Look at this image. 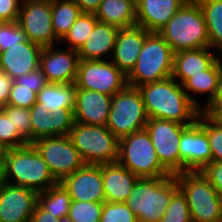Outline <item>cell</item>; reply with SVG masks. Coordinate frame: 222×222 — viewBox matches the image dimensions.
Wrapping results in <instances>:
<instances>
[{
    "instance_id": "obj_1",
    "label": "cell",
    "mask_w": 222,
    "mask_h": 222,
    "mask_svg": "<svg viewBox=\"0 0 222 222\" xmlns=\"http://www.w3.org/2000/svg\"><path fill=\"white\" fill-rule=\"evenodd\" d=\"M138 89L141 92L148 118L192 125L202 112L189 99L182 85L172 77L144 84Z\"/></svg>"
},
{
    "instance_id": "obj_2",
    "label": "cell",
    "mask_w": 222,
    "mask_h": 222,
    "mask_svg": "<svg viewBox=\"0 0 222 222\" xmlns=\"http://www.w3.org/2000/svg\"><path fill=\"white\" fill-rule=\"evenodd\" d=\"M4 178L5 183L26 187L38 193L59 183L32 143L18 148L6 149Z\"/></svg>"
},
{
    "instance_id": "obj_3",
    "label": "cell",
    "mask_w": 222,
    "mask_h": 222,
    "mask_svg": "<svg viewBox=\"0 0 222 222\" xmlns=\"http://www.w3.org/2000/svg\"><path fill=\"white\" fill-rule=\"evenodd\" d=\"M158 33L174 53L210 47L204 13L197 0L185 2Z\"/></svg>"
},
{
    "instance_id": "obj_4",
    "label": "cell",
    "mask_w": 222,
    "mask_h": 222,
    "mask_svg": "<svg viewBox=\"0 0 222 222\" xmlns=\"http://www.w3.org/2000/svg\"><path fill=\"white\" fill-rule=\"evenodd\" d=\"M178 189L175 175L139 178L124 203L138 222H160L172 195Z\"/></svg>"
},
{
    "instance_id": "obj_5",
    "label": "cell",
    "mask_w": 222,
    "mask_h": 222,
    "mask_svg": "<svg viewBox=\"0 0 222 222\" xmlns=\"http://www.w3.org/2000/svg\"><path fill=\"white\" fill-rule=\"evenodd\" d=\"M173 55L169 44L158 32H150L144 41L134 68L127 75V84L140 87L172 76Z\"/></svg>"
},
{
    "instance_id": "obj_6",
    "label": "cell",
    "mask_w": 222,
    "mask_h": 222,
    "mask_svg": "<svg viewBox=\"0 0 222 222\" xmlns=\"http://www.w3.org/2000/svg\"><path fill=\"white\" fill-rule=\"evenodd\" d=\"M175 176L186 196L192 222L222 221V198L201 172L184 171Z\"/></svg>"
},
{
    "instance_id": "obj_7",
    "label": "cell",
    "mask_w": 222,
    "mask_h": 222,
    "mask_svg": "<svg viewBox=\"0 0 222 222\" xmlns=\"http://www.w3.org/2000/svg\"><path fill=\"white\" fill-rule=\"evenodd\" d=\"M69 137L85 164L118 161L119 139L106 127L74 121Z\"/></svg>"
},
{
    "instance_id": "obj_8",
    "label": "cell",
    "mask_w": 222,
    "mask_h": 222,
    "mask_svg": "<svg viewBox=\"0 0 222 222\" xmlns=\"http://www.w3.org/2000/svg\"><path fill=\"white\" fill-rule=\"evenodd\" d=\"M118 162L139 178L171 176L161 165L146 129L119 139Z\"/></svg>"
},
{
    "instance_id": "obj_9",
    "label": "cell",
    "mask_w": 222,
    "mask_h": 222,
    "mask_svg": "<svg viewBox=\"0 0 222 222\" xmlns=\"http://www.w3.org/2000/svg\"><path fill=\"white\" fill-rule=\"evenodd\" d=\"M147 121L148 116L138 88L127 85L112 97L106 127L118 139L145 129Z\"/></svg>"
},
{
    "instance_id": "obj_10",
    "label": "cell",
    "mask_w": 222,
    "mask_h": 222,
    "mask_svg": "<svg viewBox=\"0 0 222 222\" xmlns=\"http://www.w3.org/2000/svg\"><path fill=\"white\" fill-rule=\"evenodd\" d=\"M77 90L114 96L127 84V76L109 60H80L75 80Z\"/></svg>"
},
{
    "instance_id": "obj_11",
    "label": "cell",
    "mask_w": 222,
    "mask_h": 222,
    "mask_svg": "<svg viewBox=\"0 0 222 222\" xmlns=\"http://www.w3.org/2000/svg\"><path fill=\"white\" fill-rule=\"evenodd\" d=\"M188 126L157 118H148L145 125L161 165L171 175L180 173L179 142L182 132Z\"/></svg>"
},
{
    "instance_id": "obj_12",
    "label": "cell",
    "mask_w": 222,
    "mask_h": 222,
    "mask_svg": "<svg viewBox=\"0 0 222 222\" xmlns=\"http://www.w3.org/2000/svg\"><path fill=\"white\" fill-rule=\"evenodd\" d=\"M32 144L58 182L85 164L69 135L42 137Z\"/></svg>"
},
{
    "instance_id": "obj_13",
    "label": "cell",
    "mask_w": 222,
    "mask_h": 222,
    "mask_svg": "<svg viewBox=\"0 0 222 222\" xmlns=\"http://www.w3.org/2000/svg\"><path fill=\"white\" fill-rule=\"evenodd\" d=\"M17 22L33 43L49 47L60 42L53 31L49 2L22 1Z\"/></svg>"
},
{
    "instance_id": "obj_14",
    "label": "cell",
    "mask_w": 222,
    "mask_h": 222,
    "mask_svg": "<svg viewBox=\"0 0 222 222\" xmlns=\"http://www.w3.org/2000/svg\"><path fill=\"white\" fill-rule=\"evenodd\" d=\"M180 173L184 171H201L212 162L211 148L207 132L196 121L181 134L179 142Z\"/></svg>"
},
{
    "instance_id": "obj_15",
    "label": "cell",
    "mask_w": 222,
    "mask_h": 222,
    "mask_svg": "<svg viewBox=\"0 0 222 222\" xmlns=\"http://www.w3.org/2000/svg\"><path fill=\"white\" fill-rule=\"evenodd\" d=\"M59 183L69 193L71 200L105 202L102 165L84 164Z\"/></svg>"
},
{
    "instance_id": "obj_16",
    "label": "cell",
    "mask_w": 222,
    "mask_h": 222,
    "mask_svg": "<svg viewBox=\"0 0 222 222\" xmlns=\"http://www.w3.org/2000/svg\"><path fill=\"white\" fill-rule=\"evenodd\" d=\"M57 45L43 47L40 55V70L48 83H75L78 64V51L74 49L55 48Z\"/></svg>"
},
{
    "instance_id": "obj_17",
    "label": "cell",
    "mask_w": 222,
    "mask_h": 222,
    "mask_svg": "<svg viewBox=\"0 0 222 222\" xmlns=\"http://www.w3.org/2000/svg\"><path fill=\"white\" fill-rule=\"evenodd\" d=\"M37 203V191L5 183L0 188V222H29Z\"/></svg>"
},
{
    "instance_id": "obj_18",
    "label": "cell",
    "mask_w": 222,
    "mask_h": 222,
    "mask_svg": "<svg viewBox=\"0 0 222 222\" xmlns=\"http://www.w3.org/2000/svg\"><path fill=\"white\" fill-rule=\"evenodd\" d=\"M31 143L42 137L66 136L74 123L70 109L49 112L36 102L30 109Z\"/></svg>"
},
{
    "instance_id": "obj_19",
    "label": "cell",
    "mask_w": 222,
    "mask_h": 222,
    "mask_svg": "<svg viewBox=\"0 0 222 222\" xmlns=\"http://www.w3.org/2000/svg\"><path fill=\"white\" fill-rule=\"evenodd\" d=\"M43 47L24 41L0 52V69L13 80L39 68Z\"/></svg>"
},
{
    "instance_id": "obj_20",
    "label": "cell",
    "mask_w": 222,
    "mask_h": 222,
    "mask_svg": "<svg viewBox=\"0 0 222 222\" xmlns=\"http://www.w3.org/2000/svg\"><path fill=\"white\" fill-rule=\"evenodd\" d=\"M112 96L98 91L76 90L74 121L87 125L106 126Z\"/></svg>"
},
{
    "instance_id": "obj_21",
    "label": "cell",
    "mask_w": 222,
    "mask_h": 222,
    "mask_svg": "<svg viewBox=\"0 0 222 222\" xmlns=\"http://www.w3.org/2000/svg\"><path fill=\"white\" fill-rule=\"evenodd\" d=\"M150 32L139 25L120 28L111 61L127 76L134 68L146 36Z\"/></svg>"
},
{
    "instance_id": "obj_22",
    "label": "cell",
    "mask_w": 222,
    "mask_h": 222,
    "mask_svg": "<svg viewBox=\"0 0 222 222\" xmlns=\"http://www.w3.org/2000/svg\"><path fill=\"white\" fill-rule=\"evenodd\" d=\"M185 0H136V25L158 32L181 8Z\"/></svg>"
},
{
    "instance_id": "obj_23",
    "label": "cell",
    "mask_w": 222,
    "mask_h": 222,
    "mask_svg": "<svg viewBox=\"0 0 222 222\" xmlns=\"http://www.w3.org/2000/svg\"><path fill=\"white\" fill-rule=\"evenodd\" d=\"M210 47L199 49L181 50L173 55V70L172 78L179 84H182L186 79L193 75L202 73L208 70L220 56L210 52Z\"/></svg>"
},
{
    "instance_id": "obj_24",
    "label": "cell",
    "mask_w": 222,
    "mask_h": 222,
    "mask_svg": "<svg viewBox=\"0 0 222 222\" xmlns=\"http://www.w3.org/2000/svg\"><path fill=\"white\" fill-rule=\"evenodd\" d=\"M139 177L118 161L102 165L105 202L124 203Z\"/></svg>"
},
{
    "instance_id": "obj_25",
    "label": "cell",
    "mask_w": 222,
    "mask_h": 222,
    "mask_svg": "<svg viewBox=\"0 0 222 222\" xmlns=\"http://www.w3.org/2000/svg\"><path fill=\"white\" fill-rule=\"evenodd\" d=\"M118 32V27L98 21L78 50L80 60H109L104 57L112 56Z\"/></svg>"
},
{
    "instance_id": "obj_26",
    "label": "cell",
    "mask_w": 222,
    "mask_h": 222,
    "mask_svg": "<svg viewBox=\"0 0 222 222\" xmlns=\"http://www.w3.org/2000/svg\"><path fill=\"white\" fill-rule=\"evenodd\" d=\"M222 79V64L218 59L208 70L198 73L186 79L181 85L186 92L189 99L196 104L201 110L203 106L210 103L215 97ZM191 92V94L189 93ZM198 94L208 95L207 101L204 105L198 102L195 96Z\"/></svg>"
},
{
    "instance_id": "obj_27",
    "label": "cell",
    "mask_w": 222,
    "mask_h": 222,
    "mask_svg": "<svg viewBox=\"0 0 222 222\" xmlns=\"http://www.w3.org/2000/svg\"><path fill=\"white\" fill-rule=\"evenodd\" d=\"M99 22L120 28L136 25V0H103L95 11Z\"/></svg>"
},
{
    "instance_id": "obj_28",
    "label": "cell",
    "mask_w": 222,
    "mask_h": 222,
    "mask_svg": "<svg viewBox=\"0 0 222 222\" xmlns=\"http://www.w3.org/2000/svg\"><path fill=\"white\" fill-rule=\"evenodd\" d=\"M76 90L75 83H48L37 94V102L49 112L57 111L60 108L70 109L73 112Z\"/></svg>"
},
{
    "instance_id": "obj_29",
    "label": "cell",
    "mask_w": 222,
    "mask_h": 222,
    "mask_svg": "<svg viewBox=\"0 0 222 222\" xmlns=\"http://www.w3.org/2000/svg\"><path fill=\"white\" fill-rule=\"evenodd\" d=\"M52 26L55 36L61 41L82 13L74 0L51 2Z\"/></svg>"
},
{
    "instance_id": "obj_30",
    "label": "cell",
    "mask_w": 222,
    "mask_h": 222,
    "mask_svg": "<svg viewBox=\"0 0 222 222\" xmlns=\"http://www.w3.org/2000/svg\"><path fill=\"white\" fill-rule=\"evenodd\" d=\"M204 13L211 49L222 51V0H197Z\"/></svg>"
},
{
    "instance_id": "obj_31",
    "label": "cell",
    "mask_w": 222,
    "mask_h": 222,
    "mask_svg": "<svg viewBox=\"0 0 222 222\" xmlns=\"http://www.w3.org/2000/svg\"><path fill=\"white\" fill-rule=\"evenodd\" d=\"M70 203L71 197L60 183L38 193V204L58 219L68 216Z\"/></svg>"
},
{
    "instance_id": "obj_32",
    "label": "cell",
    "mask_w": 222,
    "mask_h": 222,
    "mask_svg": "<svg viewBox=\"0 0 222 222\" xmlns=\"http://www.w3.org/2000/svg\"><path fill=\"white\" fill-rule=\"evenodd\" d=\"M97 22L98 19L94 13L82 12L60 42L66 41L69 49L78 51L91 34Z\"/></svg>"
},
{
    "instance_id": "obj_33",
    "label": "cell",
    "mask_w": 222,
    "mask_h": 222,
    "mask_svg": "<svg viewBox=\"0 0 222 222\" xmlns=\"http://www.w3.org/2000/svg\"><path fill=\"white\" fill-rule=\"evenodd\" d=\"M160 222H192L186 196L180 189L172 195Z\"/></svg>"
},
{
    "instance_id": "obj_34",
    "label": "cell",
    "mask_w": 222,
    "mask_h": 222,
    "mask_svg": "<svg viewBox=\"0 0 222 222\" xmlns=\"http://www.w3.org/2000/svg\"><path fill=\"white\" fill-rule=\"evenodd\" d=\"M103 202L71 200L68 217L73 222H96L100 220Z\"/></svg>"
},
{
    "instance_id": "obj_35",
    "label": "cell",
    "mask_w": 222,
    "mask_h": 222,
    "mask_svg": "<svg viewBox=\"0 0 222 222\" xmlns=\"http://www.w3.org/2000/svg\"><path fill=\"white\" fill-rule=\"evenodd\" d=\"M197 121L207 132L212 161L222 162V125L202 112L198 116Z\"/></svg>"
},
{
    "instance_id": "obj_36",
    "label": "cell",
    "mask_w": 222,
    "mask_h": 222,
    "mask_svg": "<svg viewBox=\"0 0 222 222\" xmlns=\"http://www.w3.org/2000/svg\"><path fill=\"white\" fill-rule=\"evenodd\" d=\"M7 117L12 121L18 133L28 142L31 143V121L28 108L14 107L5 105L0 108Z\"/></svg>"
},
{
    "instance_id": "obj_37",
    "label": "cell",
    "mask_w": 222,
    "mask_h": 222,
    "mask_svg": "<svg viewBox=\"0 0 222 222\" xmlns=\"http://www.w3.org/2000/svg\"><path fill=\"white\" fill-rule=\"evenodd\" d=\"M0 144L6 148H18L28 142L18 133L7 115L0 109Z\"/></svg>"
},
{
    "instance_id": "obj_38",
    "label": "cell",
    "mask_w": 222,
    "mask_h": 222,
    "mask_svg": "<svg viewBox=\"0 0 222 222\" xmlns=\"http://www.w3.org/2000/svg\"><path fill=\"white\" fill-rule=\"evenodd\" d=\"M101 222H138L125 203L103 202Z\"/></svg>"
},
{
    "instance_id": "obj_39",
    "label": "cell",
    "mask_w": 222,
    "mask_h": 222,
    "mask_svg": "<svg viewBox=\"0 0 222 222\" xmlns=\"http://www.w3.org/2000/svg\"><path fill=\"white\" fill-rule=\"evenodd\" d=\"M28 41L17 21L0 22V52L20 42Z\"/></svg>"
},
{
    "instance_id": "obj_40",
    "label": "cell",
    "mask_w": 222,
    "mask_h": 222,
    "mask_svg": "<svg viewBox=\"0 0 222 222\" xmlns=\"http://www.w3.org/2000/svg\"><path fill=\"white\" fill-rule=\"evenodd\" d=\"M37 102V94L32 88L22 87L14 81L11 85L8 105L30 109Z\"/></svg>"
},
{
    "instance_id": "obj_41",
    "label": "cell",
    "mask_w": 222,
    "mask_h": 222,
    "mask_svg": "<svg viewBox=\"0 0 222 222\" xmlns=\"http://www.w3.org/2000/svg\"><path fill=\"white\" fill-rule=\"evenodd\" d=\"M13 81L19 86L32 88V91L36 94H38L48 84L46 76L40 68L23 76H19Z\"/></svg>"
},
{
    "instance_id": "obj_42",
    "label": "cell",
    "mask_w": 222,
    "mask_h": 222,
    "mask_svg": "<svg viewBox=\"0 0 222 222\" xmlns=\"http://www.w3.org/2000/svg\"><path fill=\"white\" fill-rule=\"evenodd\" d=\"M200 172L222 198V162L212 161Z\"/></svg>"
},
{
    "instance_id": "obj_43",
    "label": "cell",
    "mask_w": 222,
    "mask_h": 222,
    "mask_svg": "<svg viewBox=\"0 0 222 222\" xmlns=\"http://www.w3.org/2000/svg\"><path fill=\"white\" fill-rule=\"evenodd\" d=\"M22 0H0V22L17 21Z\"/></svg>"
},
{
    "instance_id": "obj_44",
    "label": "cell",
    "mask_w": 222,
    "mask_h": 222,
    "mask_svg": "<svg viewBox=\"0 0 222 222\" xmlns=\"http://www.w3.org/2000/svg\"><path fill=\"white\" fill-rule=\"evenodd\" d=\"M202 113L214 120L222 115V79L215 97L203 107Z\"/></svg>"
},
{
    "instance_id": "obj_45",
    "label": "cell",
    "mask_w": 222,
    "mask_h": 222,
    "mask_svg": "<svg viewBox=\"0 0 222 222\" xmlns=\"http://www.w3.org/2000/svg\"><path fill=\"white\" fill-rule=\"evenodd\" d=\"M13 79L0 69V108L7 105Z\"/></svg>"
},
{
    "instance_id": "obj_46",
    "label": "cell",
    "mask_w": 222,
    "mask_h": 222,
    "mask_svg": "<svg viewBox=\"0 0 222 222\" xmlns=\"http://www.w3.org/2000/svg\"><path fill=\"white\" fill-rule=\"evenodd\" d=\"M29 222H59L58 218L45 211L38 203L30 216Z\"/></svg>"
},
{
    "instance_id": "obj_47",
    "label": "cell",
    "mask_w": 222,
    "mask_h": 222,
    "mask_svg": "<svg viewBox=\"0 0 222 222\" xmlns=\"http://www.w3.org/2000/svg\"><path fill=\"white\" fill-rule=\"evenodd\" d=\"M82 12L95 13L103 0H74Z\"/></svg>"
},
{
    "instance_id": "obj_48",
    "label": "cell",
    "mask_w": 222,
    "mask_h": 222,
    "mask_svg": "<svg viewBox=\"0 0 222 222\" xmlns=\"http://www.w3.org/2000/svg\"><path fill=\"white\" fill-rule=\"evenodd\" d=\"M5 184L4 161H0V188Z\"/></svg>"
},
{
    "instance_id": "obj_49",
    "label": "cell",
    "mask_w": 222,
    "mask_h": 222,
    "mask_svg": "<svg viewBox=\"0 0 222 222\" xmlns=\"http://www.w3.org/2000/svg\"><path fill=\"white\" fill-rule=\"evenodd\" d=\"M5 152H6V148H4V147L0 144V161H4Z\"/></svg>"
},
{
    "instance_id": "obj_50",
    "label": "cell",
    "mask_w": 222,
    "mask_h": 222,
    "mask_svg": "<svg viewBox=\"0 0 222 222\" xmlns=\"http://www.w3.org/2000/svg\"><path fill=\"white\" fill-rule=\"evenodd\" d=\"M59 222H73L72 220H70V218L68 216H64L58 219Z\"/></svg>"
},
{
    "instance_id": "obj_51",
    "label": "cell",
    "mask_w": 222,
    "mask_h": 222,
    "mask_svg": "<svg viewBox=\"0 0 222 222\" xmlns=\"http://www.w3.org/2000/svg\"><path fill=\"white\" fill-rule=\"evenodd\" d=\"M22 1H33V2H49L51 3L54 0H22Z\"/></svg>"
},
{
    "instance_id": "obj_52",
    "label": "cell",
    "mask_w": 222,
    "mask_h": 222,
    "mask_svg": "<svg viewBox=\"0 0 222 222\" xmlns=\"http://www.w3.org/2000/svg\"><path fill=\"white\" fill-rule=\"evenodd\" d=\"M216 121L222 125V115Z\"/></svg>"
},
{
    "instance_id": "obj_53",
    "label": "cell",
    "mask_w": 222,
    "mask_h": 222,
    "mask_svg": "<svg viewBox=\"0 0 222 222\" xmlns=\"http://www.w3.org/2000/svg\"><path fill=\"white\" fill-rule=\"evenodd\" d=\"M218 54H219V56L221 55V57H219V59H220L221 64H222V51H220Z\"/></svg>"
}]
</instances>
